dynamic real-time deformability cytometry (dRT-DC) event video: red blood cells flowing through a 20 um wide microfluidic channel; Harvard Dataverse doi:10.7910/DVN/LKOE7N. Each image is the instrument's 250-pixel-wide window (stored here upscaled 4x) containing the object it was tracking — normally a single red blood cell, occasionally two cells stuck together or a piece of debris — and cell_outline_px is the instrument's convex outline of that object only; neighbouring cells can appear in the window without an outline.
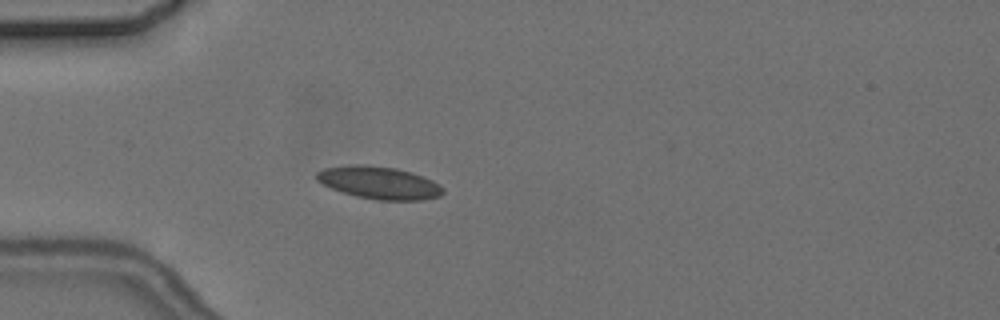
{"species": "common noctule bat (a hibernating species)", "species_latin": "Nyctalus noctula", "temperature_condition": "cold", "stored_images_in_passage": 1, "camera_frame_rate_fps": 3000, "um_per_image_px": 0.085, "animal": {"sex": "female", "body_mass_g": 24.6, "forearm_length_mm": 56.2}, "frame": {"image": 1, "passage_image": 1, "time_ms": 0.0, "image_size_px": [1000, 320], "cell_outline_px": [[444, 192], [440, 196], [424, 200], [376, 200], [356, 196], [332, 188], [316, 180], [316, 172], [324, 168], [348, 164], [364, 164], [396, 168], [412, 172], [432, 180], [440, 184], [444, 188]], "centroid_in_image_um": [32.24, 15.52], "position_along_channel_um": 52.8, "area_um2": 24.1}}